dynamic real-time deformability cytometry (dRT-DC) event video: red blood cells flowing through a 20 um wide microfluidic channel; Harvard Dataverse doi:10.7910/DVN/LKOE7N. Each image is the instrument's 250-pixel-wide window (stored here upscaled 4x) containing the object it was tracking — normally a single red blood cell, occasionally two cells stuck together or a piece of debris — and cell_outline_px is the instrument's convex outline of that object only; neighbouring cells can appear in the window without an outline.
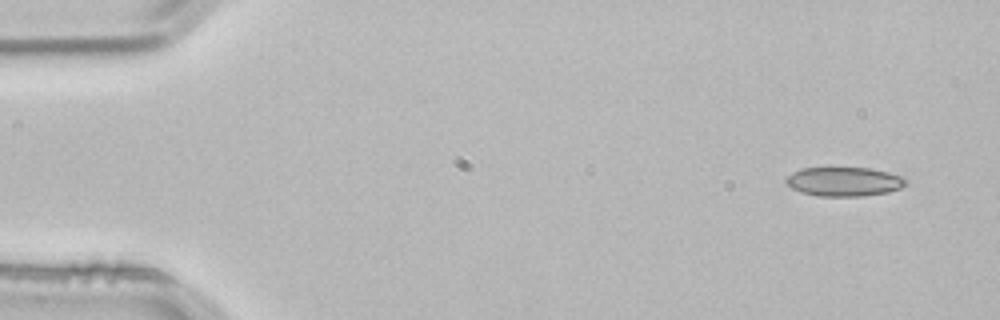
{"species": "common noctule bat (a hibernating species)", "species_latin": "Nyctalus noctula", "temperature_condition": "room temperature", "stored_images_in_passage": 3, "camera_frame_rate_fps": 3000, "um_per_image_px": 0.085, "animal": {"sex": "male", "body_mass_g": 21.5, "forearm_length_mm": 52.0}, "frame": {"image": 1, "passage_image": 1, "time_ms": 0.0, "image_size_px": [1000, 320], "cell_outline_px": [[908, 184], [900, 188], [888, 192], [860, 196], [820, 196], [800, 192], [792, 188], [784, 180], [792, 172], [800, 168], [868, 168], [888, 172], [904, 176], [908, 180]], "centroid_in_image_um": [71.77, 15.43], "position_along_channel_um": 13.2, "area_um2": 20.4}}
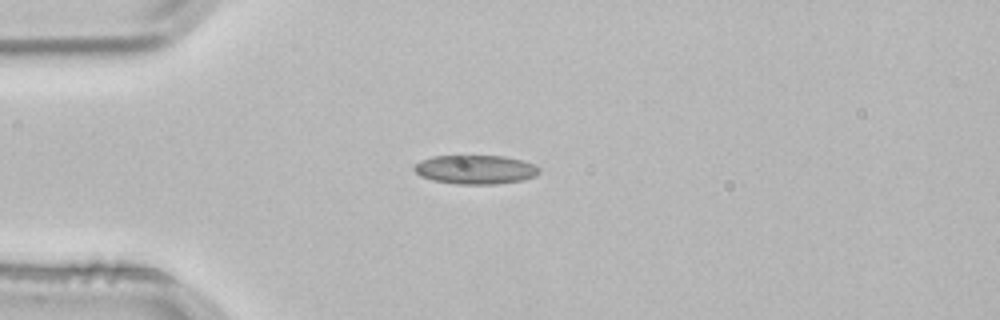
{"frame": {"image": 2, "passage_image": 3, "time_ms": 0.667, "image_size_px": [1000, 320], "cell_outline_px": [[540, 172], [536, 176], [524, 180], [496, 184], [456, 184], [432, 180], [420, 176], [412, 168], [420, 160], [432, 156], [504, 156], [520, 160], [532, 164], [540, 168]], "centroid_in_image_um": [40.4, 14.42], "position_along_channel_um": 44.6, "area_um2": 21.15}}